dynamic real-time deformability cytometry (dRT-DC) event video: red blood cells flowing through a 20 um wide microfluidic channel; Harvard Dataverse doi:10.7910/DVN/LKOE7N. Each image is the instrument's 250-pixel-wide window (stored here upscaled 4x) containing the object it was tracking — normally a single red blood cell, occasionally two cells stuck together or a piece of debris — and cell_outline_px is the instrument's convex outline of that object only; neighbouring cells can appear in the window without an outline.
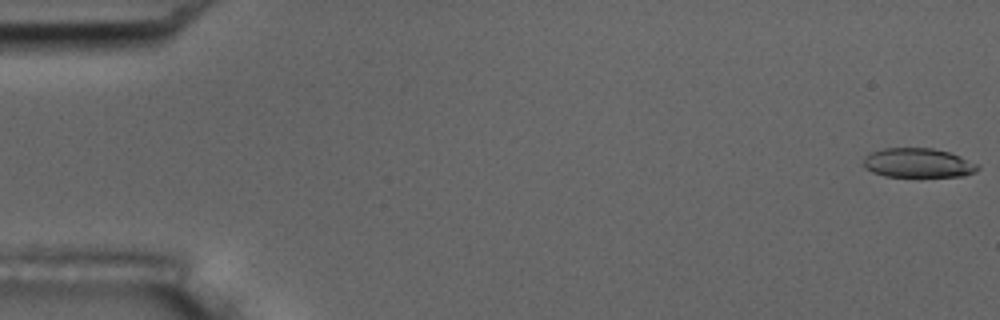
{"species": "common noctule bat (a hibernating species)", "species_latin": "Nyctalus noctula", "temperature_condition": "room temperature", "stored_images_in_passage": 4, "camera_frame_rate_fps": 3000, "um_per_image_px": 0.085, "animal": {"sex": "male", "body_mass_g": 17.5, "forearm_length_mm": 52.3}, "frame": {"image": 1, "passage_image": 1, "time_ms": 0.0, "image_size_px": [1000, 320], "cell_outline_px": [[980, 168], [976, 172], [964, 176], [884, 176], [872, 172], [864, 168], [864, 156], [872, 152], [884, 148], [932, 148], [948, 152], [960, 156], [980, 164]], "centroid_in_image_um": [78.06, 13.85], "position_along_channel_um": 6.9, "area_um2": 19.59}}